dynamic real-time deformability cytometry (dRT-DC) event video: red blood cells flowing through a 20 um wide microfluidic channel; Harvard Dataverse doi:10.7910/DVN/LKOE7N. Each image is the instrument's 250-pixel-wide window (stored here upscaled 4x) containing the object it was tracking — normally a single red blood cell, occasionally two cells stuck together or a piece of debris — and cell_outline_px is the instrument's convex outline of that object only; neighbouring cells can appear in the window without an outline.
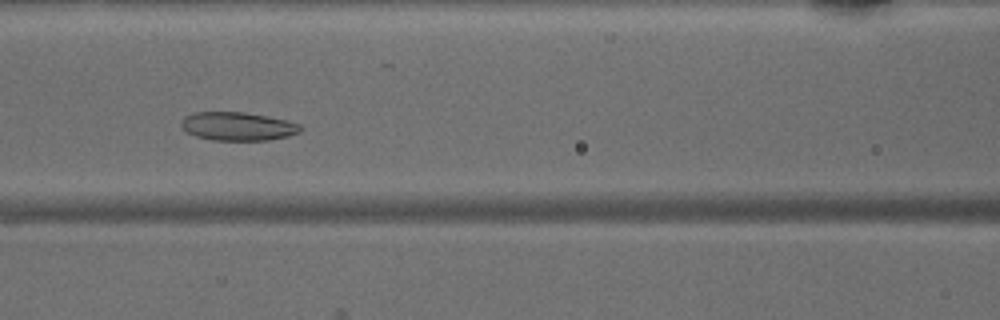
{"species": "common noctule bat (a hibernating species)", "species_latin": "Nyctalus noctula", "temperature_condition": "warm", "stored_images_in_passage": 48, "camera_frame_rate_fps": 3000, "um_per_image_px": 0.085, "animal": {"sex": "male", "body_mass_g": 15.6}, "frame": {"image": 1, "passage_image": 21, "time_ms": 6.667, "image_size_px": [1000, 320], "cell_outline_px": [[300, 132], [288, 136], [268, 140], [212, 140], [196, 136], [188, 132], [180, 124], [180, 120], [184, 116], [192, 112], [244, 112], [284, 120], [300, 124]], "centroid_in_image_um": [20.16, 10.73], "position_along_channel_um": 146.4, "area_um2": 19.59}}
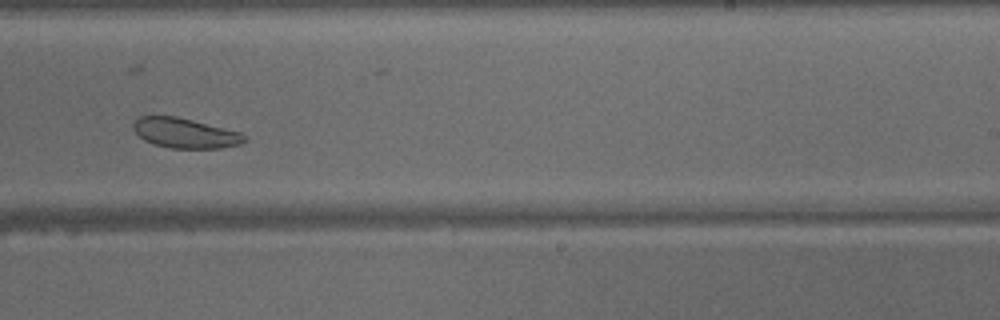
{"frame": {"image": 2, "passage_image": 30, "time_ms": 9.667, "image_size_px": [1000, 320], "cell_outline_px": [[248, 140], [240, 144], [220, 148], [168, 148], [144, 140], [132, 128], [132, 124], [140, 116], [176, 116], [240, 132], [248, 136]], "centroid_in_image_um": [15.75, 11.31], "position_along_channel_um": 273.2, "area_um2": 19.31}}
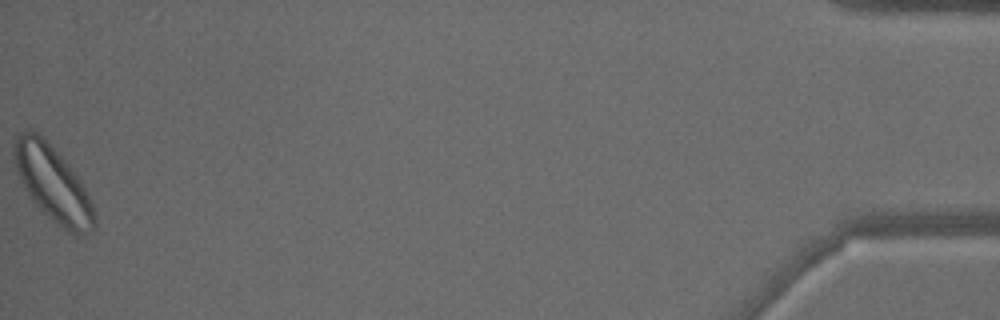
{"frame": {"image": 3, "passage_image": 48, "time_ms": 15.667, "image_size_px": [1000, 320], "cell_outline_px": [[96, 224], [92, 228], [80, 236], [76, 236], [68, 232], [56, 224], [28, 196], [16, 172], [12, 156], [12, 148], [20, 132], [24, 128], [36, 128], [68, 164], [80, 180], [92, 204], [96, 220]], "centroid_in_image_um": [4.44, 15.56], "position_along_channel_um": 430.8, "area_um2": 35.55}}